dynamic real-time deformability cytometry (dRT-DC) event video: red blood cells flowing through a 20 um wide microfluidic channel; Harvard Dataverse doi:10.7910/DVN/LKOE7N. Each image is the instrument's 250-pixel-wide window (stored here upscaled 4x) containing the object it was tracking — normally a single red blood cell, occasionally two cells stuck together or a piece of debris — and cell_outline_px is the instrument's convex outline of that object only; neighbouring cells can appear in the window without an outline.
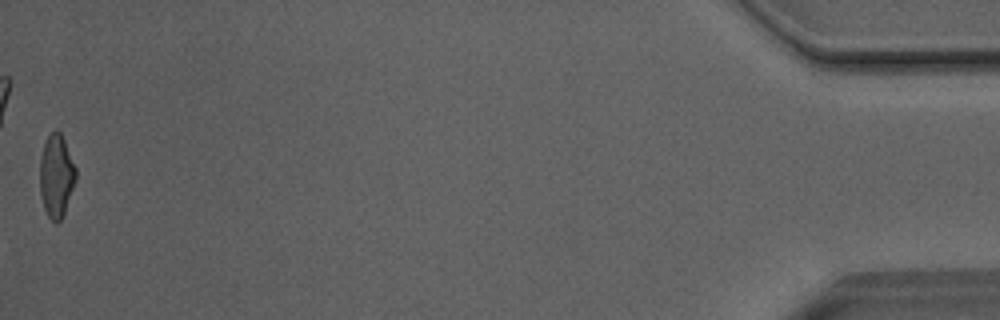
{"species": "Egyptian fruit bat (a non-hibernating species)", "species_latin": "Rousettus aegyptiacus", "temperature_condition": "room temperature", "stored_images_in_passage": 36, "camera_frame_rate_fps": 3000, "um_per_image_px": 0.085, "animal": {"sex": "male"}, "frame": {"image": 1, "passage_image": 36, "time_ms": 11.667, "image_size_px": [1000, 320], "cell_outline_px": [[76, 180], [64, 212], [60, 220], [56, 224], [48, 216], [44, 208], [40, 192], [40, 156], [44, 144], [48, 136], [56, 128], [60, 132], [64, 140], [76, 168]], "centroid_in_image_um": [4.78, 14.94], "position_along_channel_um": 430.4, "area_um2": 17.22}, "authors_computed_cell_mechanics": {"area_um2": 17.7735, "velocity_mm_per_s": 4.075, "shape_relaxation_time_tau1_ms": 7.1557, "shape_relaxation_time_tau2_ms": 1.9718, "deformation_change_tau1": 0.2217, "deformation_change_tau2": 0.094}}